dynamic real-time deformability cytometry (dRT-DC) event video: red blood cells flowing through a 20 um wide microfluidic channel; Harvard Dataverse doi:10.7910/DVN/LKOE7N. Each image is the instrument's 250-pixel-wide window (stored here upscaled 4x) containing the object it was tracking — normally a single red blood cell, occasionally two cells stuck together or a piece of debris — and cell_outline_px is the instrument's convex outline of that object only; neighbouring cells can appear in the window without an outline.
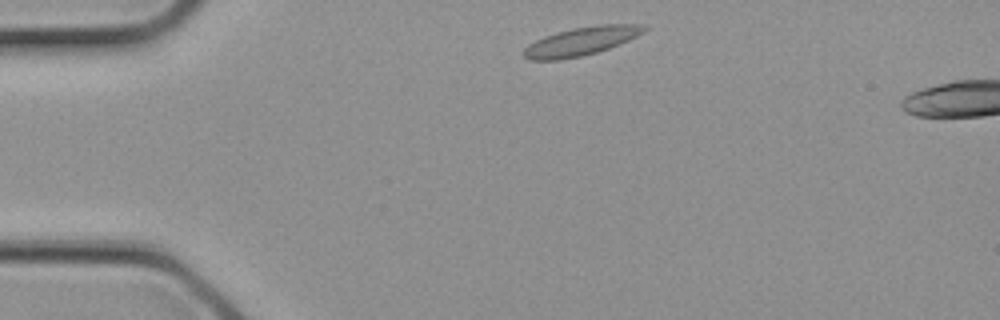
{"species": "common noctule bat (a hibernating species)", "species_latin": "Nyctalus noctula", "temperature_condition": "cold", "stored_images_in_passage": 2, "camera_frame_rate_fps": 3000, "um_per_image_px": 0.085, "animal": {"sex": "female", "body_mass_g": 21.9}, "frame": {"image": 1, "passage_image": 1, "time_ms": 0.0, "image_size_px": [1000, 320], "cell_outline_px": [[648, 28], [644, 32], [620, 44], [596, 52], [580, 56], [560, 60], [528, 60], [520, 52], [528, 44], [544, 36], [556, 32], [572, 28], [596, 24], [644, 24]], "centroid_in_image_um": [49.37, 3.5], "position_along_channel_um": 35.6, "area_um2": 20.11}}